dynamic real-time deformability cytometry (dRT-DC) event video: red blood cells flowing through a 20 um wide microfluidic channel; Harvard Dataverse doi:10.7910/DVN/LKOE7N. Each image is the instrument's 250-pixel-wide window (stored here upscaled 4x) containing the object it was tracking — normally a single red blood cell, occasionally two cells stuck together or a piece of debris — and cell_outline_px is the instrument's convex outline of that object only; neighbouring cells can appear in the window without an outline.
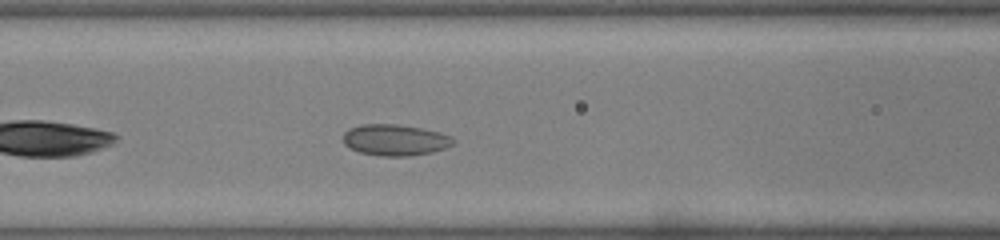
{"species": "common noctule bat (a hibernating species)", "species_latin": "Nyctalus noctula", "temperature_condition": "warm", "stored_images_in_passage": 29, "camera_frame_rate_fps": 3000, "um_per_image_px": 0.085, "animal": {"sex": "male", "body_mass_g": 19.0, "forearm_length_mm": 50.8}, "frame": {"image": 1, "passage_image": 6, "time_ms": 1.667, "image_size_px": [1000, 240], "cell_outline_px": [[456, 140], [452, 144], [444, 148], [432, 152], [408, 156], [380, 156], [360, 152], [344, 144], [344, 132], [348, 128], [360, 124], [396, 124], [420, 128], [440, 132], [452, 136]], "centroid_in_image_um": [33.58, 11.89], "position_along_channel_um": 133.0, "area_um2": 20.0}}
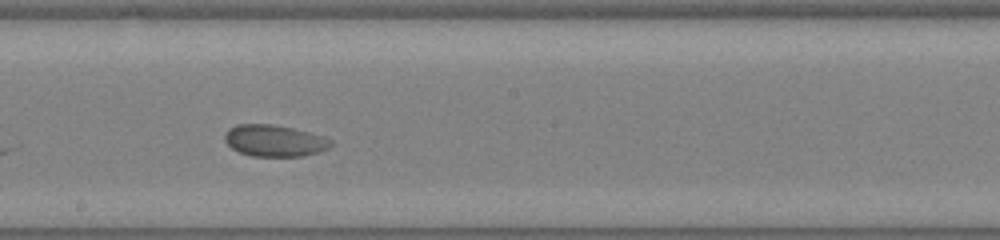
{"frame": {"image": 2, "passage_image": 12, "time_ms": 3.667, "image_size_px": [1000, 240], "cell_outline_px": [[332, 144], [328, 148], [304, 156], [252, 156], [240, 152], [232, 148], [224, 140], [224, 136], [228, 128], [236, 124], [272, 124], [292, 128], [324, 136], [332, 140]], "centroid_in_image_um": [23.31, 11.95], "position_along_channel_um": 224.9, "area_um2": 19.48}}
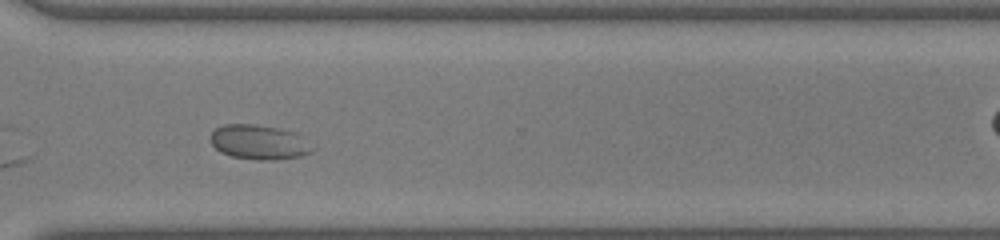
{"frame": {"image": 3, "passage_image": 20, "time_ms": 6.333, "image_size_px": [1000, 240], "cell_outline_px": [[316, 148], [312, 152], [300, 156], [276, 160], [260, 160], [232, 156], [220, 152], [208, 140], [208, 136], [216, 128], [224, 124], [252, 124], [280, 128], [296, 132]], "centroid_in_image_um": [22.02, 12.08], "position_along_channel_um": 348.6, "area_um2": 20.81}}